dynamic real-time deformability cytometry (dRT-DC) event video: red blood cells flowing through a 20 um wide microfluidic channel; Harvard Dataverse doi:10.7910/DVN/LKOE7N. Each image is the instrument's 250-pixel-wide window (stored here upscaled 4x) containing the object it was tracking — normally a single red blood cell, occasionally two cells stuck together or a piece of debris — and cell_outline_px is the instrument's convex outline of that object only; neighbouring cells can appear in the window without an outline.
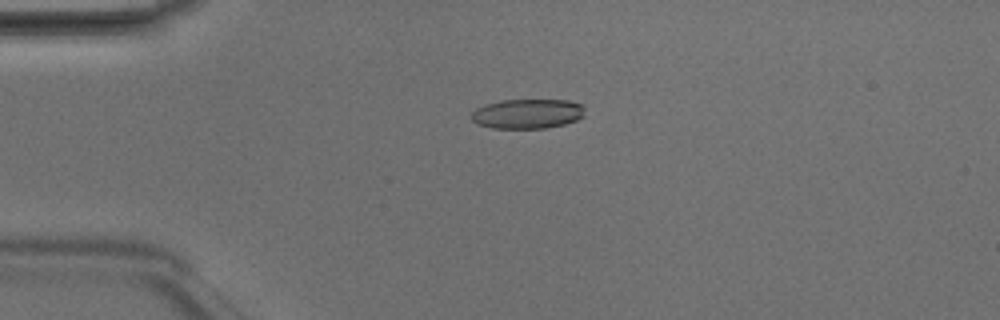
{"species": "Egyptian fruit bat (a non-hibernating species)", "species_latin": "Rousettus aegyptiacus", "temperature_condition": "room temperature", "stored_images_in_passage": 45, "camera_frame_rate_fps": 3000, "um_per_image_px": 0.085, "animal": {"sex": "male"}, "frame": {"image": 1, "passage_image": 8, "time_ms": 2.333, "image_size_px": [1000, 320], "cell_outline_px": [[584, 116], [576, 120], [564, 124], [544, 128], [492, 128], [476, 124], [472, 120], [472, 112], [476, 108], [500, 100], [568, 100], [584, 104]], "centroid_in_image_um": [44.85, 9.66], "position_along_channel_um": 40.1, "area_um2": 19.65}}
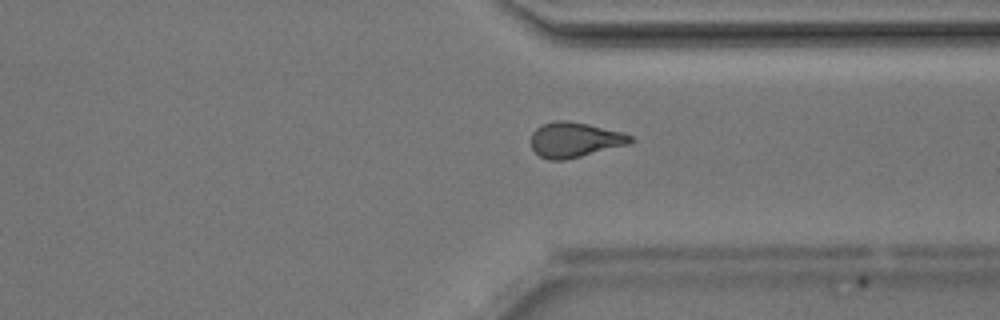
{"frame": {"image": 2, "passage_image": 33, "time_ms": 10.667, "image_size_px": [1000, 320], "cell_outline_px": [[632, 140], [628, 144], [564, 160], [548, 160], [540, 156], [532, 148], [532, 132], [540, 124], [552, 120], [568, 120], [588, 124], [624, 132], [632, 136]], "centroid_in_image_um": [48.82, 11.86], "position_along_channel_um": 362.6, "area_um2": 20.29}}
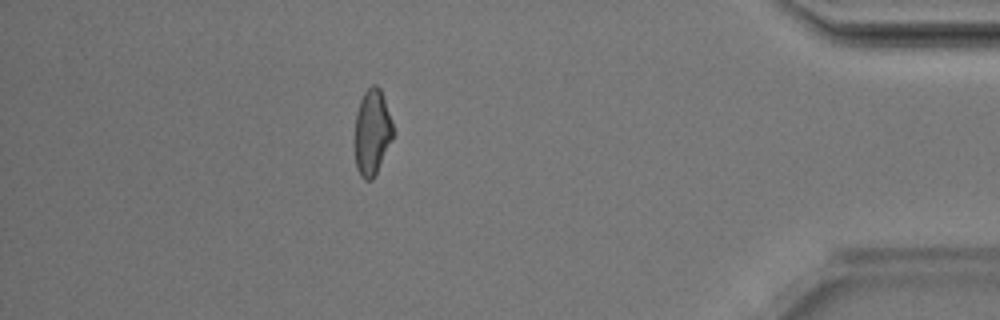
{"frame": {"image": 3, "passage_image": 39, "time_ms": 12.667, "image_size_px": [1000, 320], "cell_outline_px": [[392, 140], [372, 180], [364, 180], [360, 176], [356, 168], [356, 112], [360, 100], [364, 92], [372, 84], [376, 84], [380, 88], [392, 120]], "centroid_in_image_um": [31.63, 11.22], "position_along_channel_um": 403.6, "area_um2": 18.79}, "authors_computed_cell_mechanics": {"area_um2": 20.1722, "velocity_mm_per_s": 4.2199, "shape_relaxation_time_tau1_ms": 7.4741, "shape_relaxation_time_tau2_ms": 3.0534, "deformation_change_tau1": 0.2015, "deformation_change_tau2": 0.1069}}